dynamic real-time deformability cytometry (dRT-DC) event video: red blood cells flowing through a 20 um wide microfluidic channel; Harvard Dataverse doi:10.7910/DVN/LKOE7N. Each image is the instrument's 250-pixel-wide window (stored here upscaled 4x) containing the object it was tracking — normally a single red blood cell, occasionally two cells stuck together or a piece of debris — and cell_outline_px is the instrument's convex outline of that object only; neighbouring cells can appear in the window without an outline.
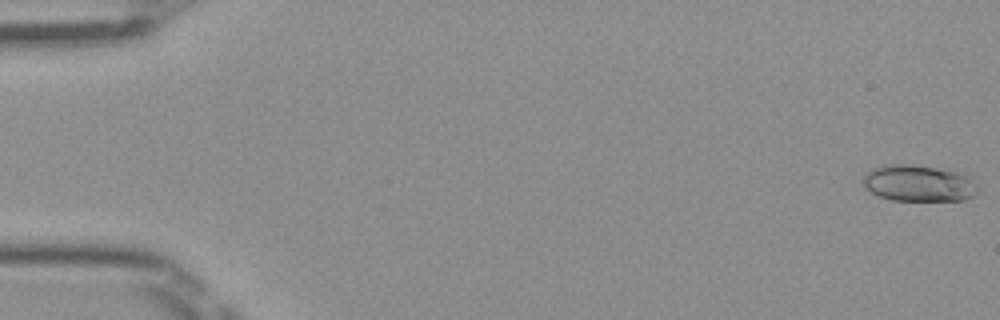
{"species": "Egyptian fruit bat (a non-hibernating species)", "species_latin": "Rousettus aegyptiacus", "temperature_condition": "room temperature", "stored_images_in_passage": 51, "camera_frame_rate_fps": 3000, "um_per_image_px": 0.085, "frame": {"image": 1, "passage_image": 1, "time_ms": 0.0, "image_size_px": [1000, 320], "cell_outline_px": [[976, 192], [972, 196], [964, 200], [892, 200], [880, 196], [864, 188], [864, 176], [868, 172], [876, 168], [892, 164], [912, 164], [964, 172], [972, 180], [976, 188]], "centroid_in_image_um": [78.11, 15.57], "position_along_channel_um": 6.9, "area_um2": 24.1}}
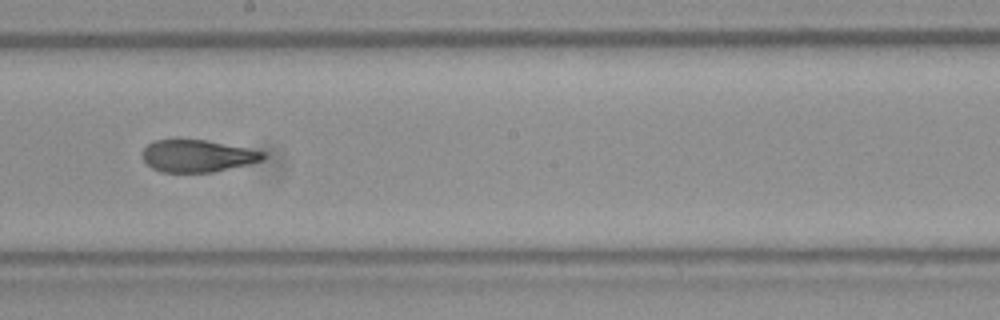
{"frame": {"image": 2, "passage_image": 29, "time_ms": 9.333, "image_size_px": [1000, 320], "cell_outline_px": [[264, 160], [248, 164], [212, 172], [160, 172], [152, 168], [144, 160], [144, 148], [148, 144], [156, 140], [208, 140], [264, 152]], "centroid_in_image_um": [16.78, 13.26], "position_along_channel_um": 231.4, "area_um2": 22.25}}
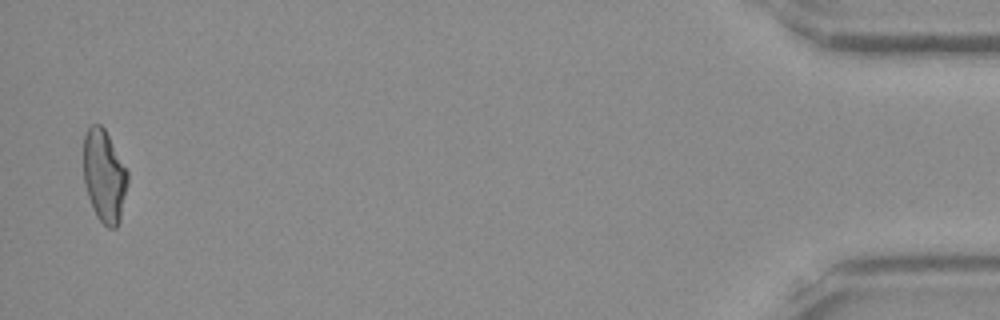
{"frame": {"image": 3, "passage_image": 50, "time_ms": 16.333, "image_size_px": [1000, 320], "cell_outline_px": [[128, 184], [120, 220], [116, 228], [108, 228], [96, 216], [88, 196], [84, 184], [84, 136], [88, 128], [92, 124], [100, 124], [104, 128], [128, 172]], "centroid_in_image_um": [8.86, 14.98], "position_along_channel_um": 426.3, "area_um2": 23.7}, "authors_computed_cell_mechanics": {"area_um2": 23.6402, "velocity_mm_per_s": 4.0366, "shape_relaxation_time_tau1_ms": null, "shape_relaxation_time_tau2_ms": 1.6154, "deformation_change_tau1": null, "deformation_change_tau2": 0.0876}}